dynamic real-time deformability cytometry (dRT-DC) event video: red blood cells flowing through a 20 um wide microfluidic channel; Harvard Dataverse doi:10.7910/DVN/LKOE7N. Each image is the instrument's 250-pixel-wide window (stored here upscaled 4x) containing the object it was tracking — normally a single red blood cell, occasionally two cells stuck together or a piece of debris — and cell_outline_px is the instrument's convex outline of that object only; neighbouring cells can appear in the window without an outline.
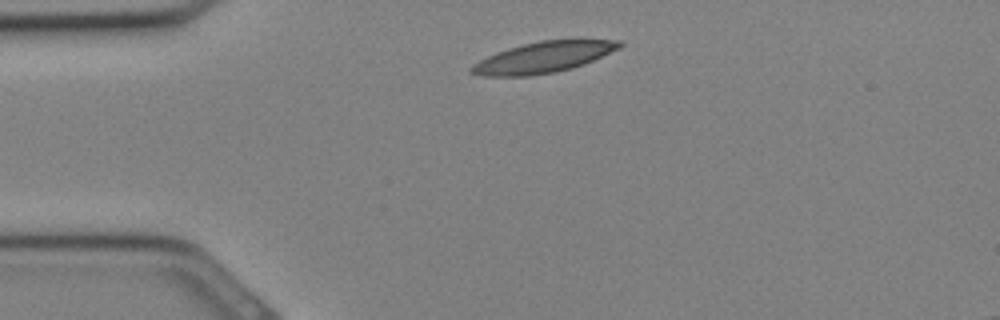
{"species": "Egyptian fruit bat (a non-hibernating species)", "species_latin": "Rousettus aegyptiacus", "temperature_condition": "cold", "stored_images_in_passage": 22, "camera_frame_rate_fps": 3000, "um_per_image_px": 0.085, "animal": {"sex": "female"}, "frame": {"image": 1, "passage_image": 1, "time_ms": 0.0, "image_size_px": [1000, 320], "cell_outline_px": [[624, 44], [620, 48], [584, 64], [572, 68], [556, 72], [528, 76], [484, 76], [468, 72], [468, 68], [472, 64], [496, 52], [508, 48], [540, 40], [572, 36], [576, 36], [624, 40]], "centroid_in_image_um": [46.31, 4.8], "position_along_channel_um": 38.7, "area_um2": 27.92}}
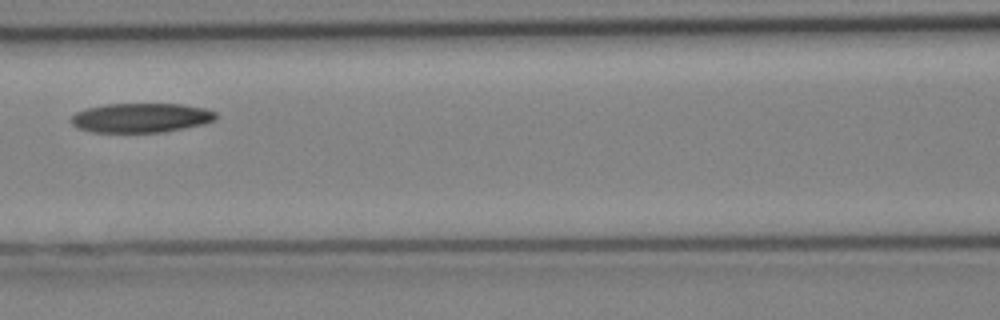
{"frame": {"image": 2, "passage_image": 8, "time_ms": 2.333, "image_size_px": [1000, 320], "cell_outline_px": [[216, 120], [204, 124], [164, 132], [92, 132], [76, 128], [72, 124], [72, 116], [76, 112], [84, 108], [104, 104], [180, 104], [204, 108], [216, 112]], "centroid_in_image_um": [11.97, 10.01], "position_along_channel_um": 154.6, "area_um2": 24.91}}
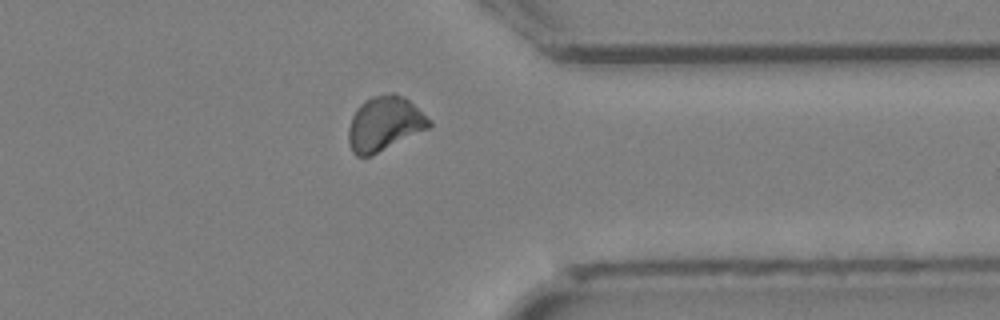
{"frame": {"image": 3, "passage_image": 19, "time_ms": 6.0, "image_size_px": [1000, 320], "cell_outline_px": [[432, 124], [428, 128], [372, 156], [356, 156], [352, 152], [348, 140], [348, 128], [352, 116], [356, 108], [364, 100], [372, 96], [392, 92], [396, 92], [404, 96], [432, 120]], "centroid_in_image_um": [32.67, 10.5], "position_along_channel_um": 378.7, "area_um2": 25.84}}